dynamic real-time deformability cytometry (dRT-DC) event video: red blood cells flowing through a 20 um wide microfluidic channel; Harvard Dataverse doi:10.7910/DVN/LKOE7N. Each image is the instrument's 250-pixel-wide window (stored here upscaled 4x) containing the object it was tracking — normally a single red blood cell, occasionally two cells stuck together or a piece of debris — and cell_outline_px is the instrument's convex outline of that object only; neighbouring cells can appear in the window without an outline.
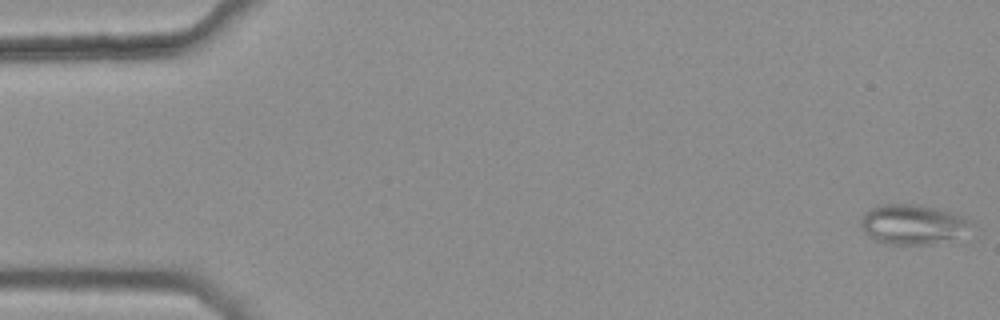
{"species": "common noctule bat (a hibernating species)", "species_latin": "Nyctalus noctula", "temperature_condition": "warm", "stored_images_in_passage": 46, "camera_frame_rate_fps": 3000, "um_per_image_px": 0.085, "animal": {"sex": "female", "body_mass_g": 25.1}, "frame": {"image": 1, "passage_image": 1, "time_ms": 0.0, "image_size_px": [1000, 320], "cell_outline_px": [[968, 220], [952, 236], [928, 244], [888, 244], [876, 240], [864, 232], [860, 224], [860, 220], [872, 208], [888, 204], [920, 204], [936, 208], [964, 216]], "centroid_in_image_um": [77.4, 19.04], "position_along_channel_um": 7.6, "area_um2": 23.99}}
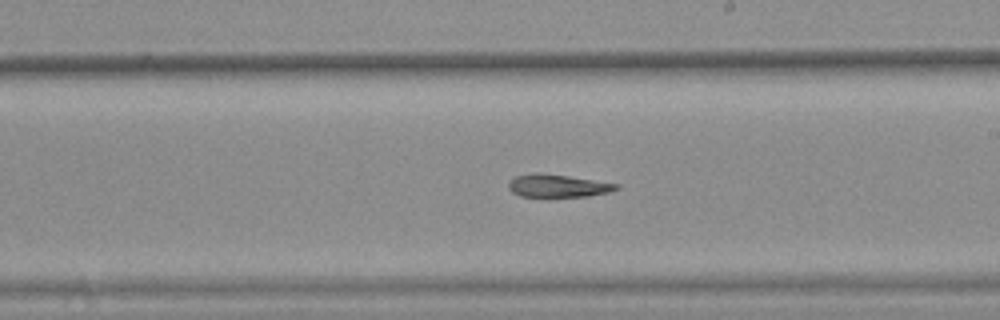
{"frame": {"image": 2, "passage_image": 31, "time_ms": 10.0, "image_size_px": [1000, 320], "cell_outline_px": [[620, 188], [608, 192], [588, 196], [520, 196], [512, 192], [508, 188], [508, 184], [516, 176], [536, 172], [568, 176], [620, 184]], "centroid_in_image_um": [47.42, 15.79], "position_along_channel_um": 241.6, "area_um2": 14.1}}
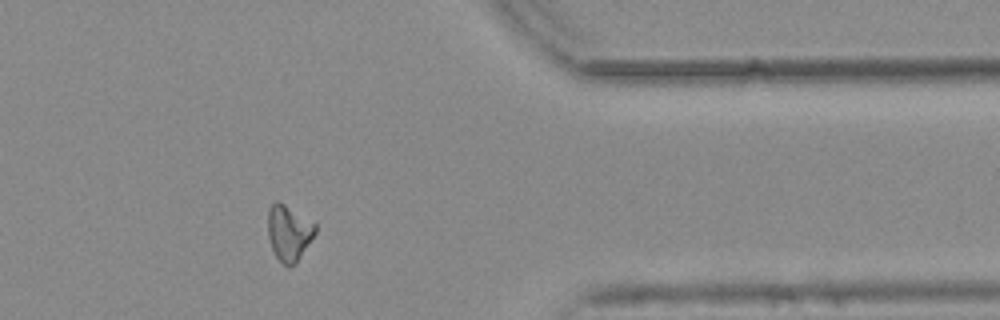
{"frame": {"image": 3, "passage_image": 44, "time_ms": 14.333, "image_size_px": [1000, 320], "cell_outline_px": [[316, 232], [296, 264], [288, 268], [276, 256], [272, 248], [268, 236], [268, 208], [276, 200], [284, 204], [316, 224]], "centroid_in_image_um": [24.55, 19.8], "position_along_channel_um": 386.9, "area_um2": 15.26}}